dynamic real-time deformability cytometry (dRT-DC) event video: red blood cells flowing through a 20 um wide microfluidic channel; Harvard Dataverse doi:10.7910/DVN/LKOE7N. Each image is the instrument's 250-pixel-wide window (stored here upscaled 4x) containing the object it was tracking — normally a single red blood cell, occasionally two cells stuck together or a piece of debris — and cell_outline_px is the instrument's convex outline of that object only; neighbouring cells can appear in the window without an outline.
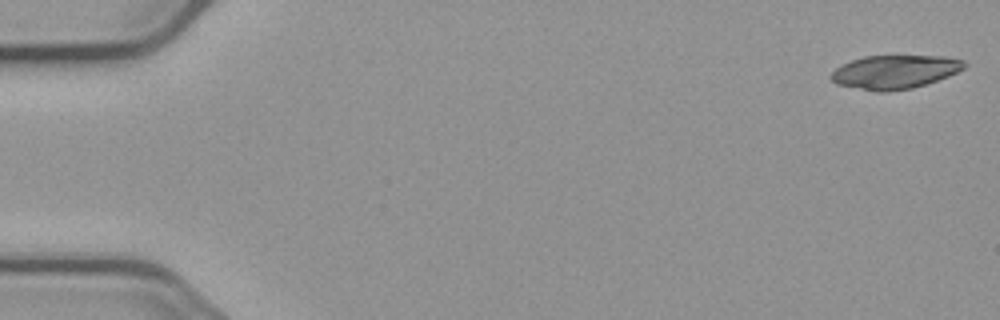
{"species": "common noctule bat (a hibernating species)", "species_latin": "Nyctalus noctula", "temperature_condition": "cold", "stored_images_in_passage": 19, "camera_frame_rate_fps": 3000, "um_per_image_px": 0.085, "animal": {"sex": "male", "body_mass_g": 23.1, "forearm_length_mm": 52.7}, "frame": {"image": 1, "passage_image": 1, "time_ms": 0.0, "image_size_px": [1000, 320], "cell_outline_px": [[968, 64], [964, 68], [948, 76], [912, 88], [888, 92], [876, 92], [836, 84], [828, 76], [836, 68], [852, 60], [864, 56], [944, 56], [964, 60]], "centroid_in_image_um": [76.04, 6.11], "position_along_channel_um": 9.0, "area_um2": 26.07}}